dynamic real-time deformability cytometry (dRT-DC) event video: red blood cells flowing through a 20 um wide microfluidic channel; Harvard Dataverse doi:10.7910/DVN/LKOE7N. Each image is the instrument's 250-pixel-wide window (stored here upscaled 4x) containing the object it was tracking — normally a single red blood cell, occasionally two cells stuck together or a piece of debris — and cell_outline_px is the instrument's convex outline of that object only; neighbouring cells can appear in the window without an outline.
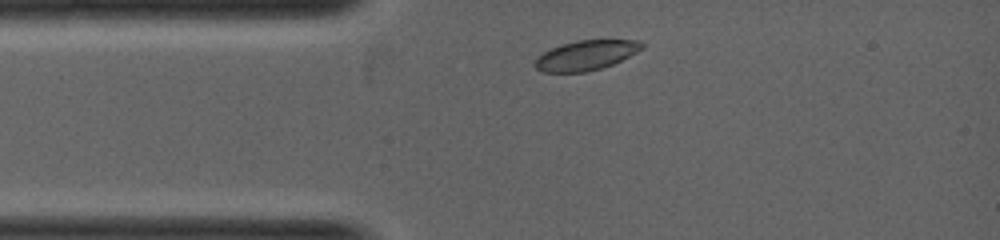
{"species": "common noctule bat (a hibernating species)", "species_latin": "Nyctalus noctula", "temperature_condition": "warm", "stored_images_in_passage": 2, "camera_frame_rate_fps": 5000, "um_per_image_px": 0.085, "animal": {"sex": "female", "body_mass_g": 19.0, "forearm_length_mm": 53.3}, "frame": {"image": 1, "passage_image": 1, "time_ms": 0.0, "image_size_px": [1000, 240], "cell_outline_px": [[644, 44], [636, 52], [612, 64], [600, 68], [584, 72], [544, 72], [536, 68], [536, 56], [560, 44], [576, 40], [640, 40]], "centroid_in_image_um": [49.78, 4.69], "position_along_channel_um": 35.2, "area_um2": 18.26}}